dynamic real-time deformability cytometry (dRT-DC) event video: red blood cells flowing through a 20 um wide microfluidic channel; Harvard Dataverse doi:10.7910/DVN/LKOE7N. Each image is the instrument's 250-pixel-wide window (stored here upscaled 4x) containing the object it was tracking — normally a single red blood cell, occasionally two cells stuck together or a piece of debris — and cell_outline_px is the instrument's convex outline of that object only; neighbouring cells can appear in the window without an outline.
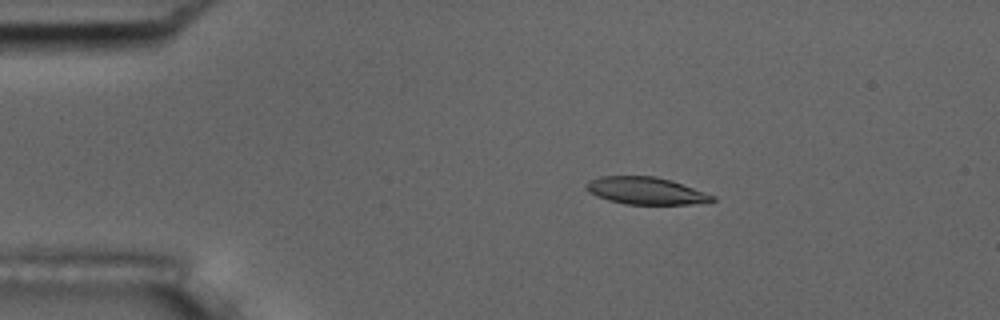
{"species": "common noctule bat (a hibernating species)", "species_latin": "Nyctalus noctula", "temperature_condition": "room temperature", "stored_images_in_passage": 50, "camera_frame_rate_fps": 3000, "um_per_image_px": 0.085, "animal": {"sex": "male", "body_mass_g": 17.5, "forearm_length_mm": 52.3}, "frame": {"image": 1, "passage_image": 4, "time_ms": 1.0, "image_size_px": [1000, 320], "cell_outline_px": [[716, 200], [688, 204], [624, 204], [608, 200], [596, 196], [588, 192], [584, 188], [584, 184], [588, 180], [600, 176], [656, 176], [672, 180], [716, 196]], "centroid_in_image_um": [54.83, 16.2], "position_along_channel_um": 30.2, "area_um2": 20.17}}
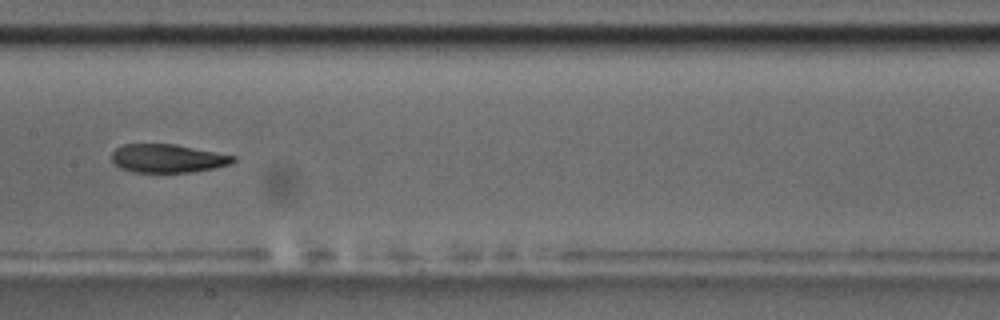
{"frame": {"image": 2, "passage_image": 22, "time_ms": 7.0, "image_size_px": [1000, 320], "cell_outline_px": [[236, 160], [232, 164], [216, 168], [192, 172], [132, 172], [120, 168], [112, 160], [112, 152], [116, 148], [124, 144], [176, 144], [236, 156]], "centroid_in_image_um": [14.28, 13.46], "position_along_channel_um": 193.1, "area_um2": 20.23}}
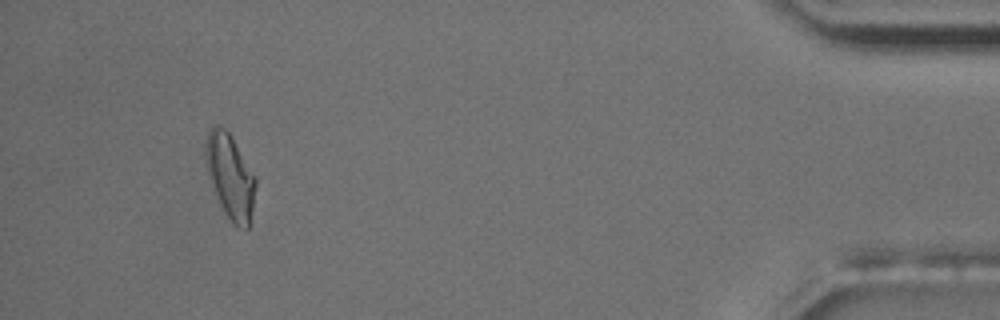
{"frame": {"image": 3, "passage_image": 46, "time_ms": 15.0, "image_size_px": [1000, 320], "cell_outline_px": [[256, 188], [248, 228], [240, 228], [232, 224], [224, 212], [208, 172], [204, 152], [208, 132], [216, 124], [224, 128], [228, 132], [256, 176]], "centroid_in_image_um": [19.58, 14.99], "position_along_channel_um": 415.6, "area_um2": 24.04}, "authors_computed_cell_mechanics": {"area_um2": 21.4438, "velocity_mm_per_s": 3.6084, "shape_relaxation_time_tau1_ms": 7.4409, "shape_relaxation_time_tau2_ms": 3.4845, "deformation_change_tau1": 0.2171, "deformation_change_tau2": 0.1098}}